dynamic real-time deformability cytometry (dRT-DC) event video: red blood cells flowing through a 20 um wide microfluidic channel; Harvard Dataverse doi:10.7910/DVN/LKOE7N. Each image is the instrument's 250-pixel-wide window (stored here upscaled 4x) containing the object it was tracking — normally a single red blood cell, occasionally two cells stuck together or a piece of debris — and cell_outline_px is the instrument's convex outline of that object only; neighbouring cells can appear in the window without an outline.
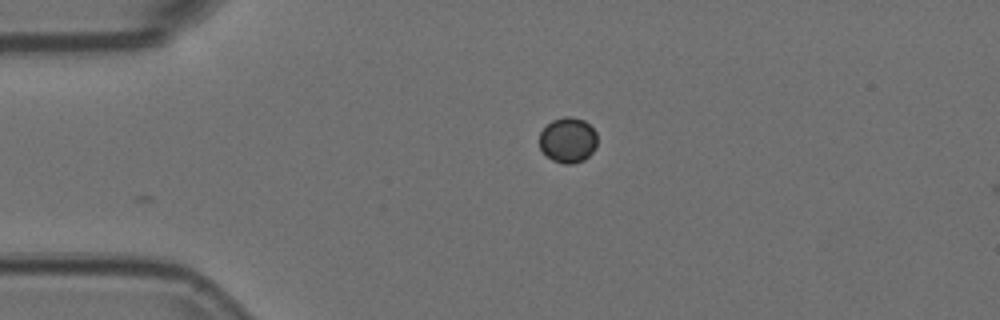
{"species": "Egyptian fruit bat (a non-hibernating species)", "species_latin": "Rousettus aegyptiacus", "temperature_condition": "room temperature", "stored_images_in_passage": 3, "camera_frame_rate_fps": 3000, "um_per_image_px": 0.085, "animal": {"sex": "female"}, "frame": {"image": 1, "passage_image": 1, "time_ms": 0.0, "image_size_px": [1000, 320], "cell_outline_px": [[596, 148], [584, 160], [572, 164], [564, 164], [552, 160], [540, 148], [540, 132], [552, 120], [564, 116], [572, 116], [584, 120], [596, 132]], "centroid_in_image_um": [48.28, 11.9], "position_along_channel_um": 36.7, "area_um2": 15.26}}